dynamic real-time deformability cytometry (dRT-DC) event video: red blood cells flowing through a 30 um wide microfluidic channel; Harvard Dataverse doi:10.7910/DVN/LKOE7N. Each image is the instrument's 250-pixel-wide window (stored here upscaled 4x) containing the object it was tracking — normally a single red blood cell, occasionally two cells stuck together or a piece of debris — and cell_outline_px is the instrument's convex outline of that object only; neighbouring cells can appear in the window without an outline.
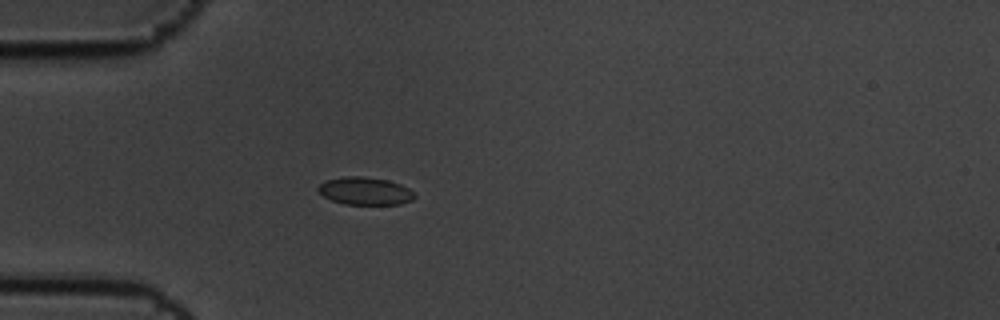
{"species": "common noctule bat (a hibernating species)", "species_latin": "Nyctalus noctula", "temperature_condition": "cold", "stored_images_in_passage": 6, "camera_frame_rate_fps": 3000, "um_per_image_px": 0.085, "animal": {"sex": "male", "body_mass_g": 19.5, "forearm_length_mm": 54.6}, "frame": {"image": 1, "passage_image": 5, "time_ms": 1.333, "image_size_px": [1000, 320], "cell_outline_px": [[416, 196], [412, 200], [400, 204], [344, 204], [332, 200], [324, 196], [316, 188], [324, 180], [344, 176], [364, 176], [388, 180], [400, 184], [408, 188]], "centroid_in_image_um": [31.01, 16.22], "position_along_channel_um": 54.0, "area_um2": 15.55}}